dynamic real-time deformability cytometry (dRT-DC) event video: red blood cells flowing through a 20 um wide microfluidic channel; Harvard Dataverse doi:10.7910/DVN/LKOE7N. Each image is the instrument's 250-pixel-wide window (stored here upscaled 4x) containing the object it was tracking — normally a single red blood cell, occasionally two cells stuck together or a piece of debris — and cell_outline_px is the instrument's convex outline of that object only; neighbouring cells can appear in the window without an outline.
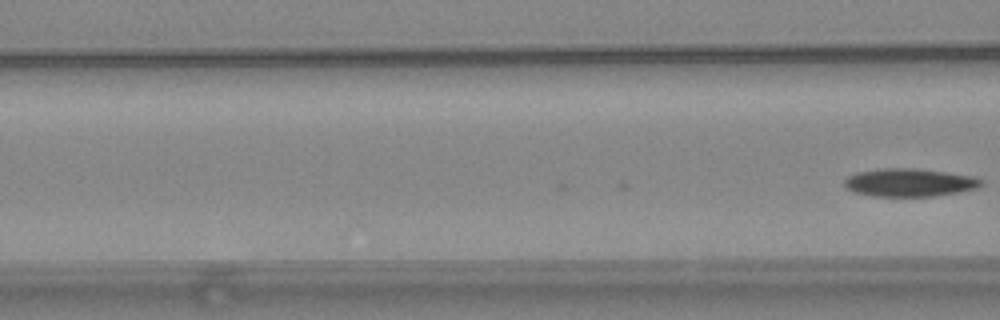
{"species": "common noctule bat (a hibernating species)", "species_latin": "Nyctalus noctula", "temperature_condition": "warm", "stored_images_in_passage": 14, "camera_frame_rate_fps": 3000, "um_per_image_px": 0.085, "animal": {"sex": "female", "body_mass_g": 24.6, "forearm_length_mm": 56.2}, "frame": {"image": 1, "passage_image": 14, "time_ms": 4.333, "image_size_px": [1000, 320], "cell_outline_px": [[984, 184], [976, 188], [960, 192], [936, 196], [872, 196], [852, 192], [844, 184], [844, 180], [848, 176], [856, 172], [884, 168], [916, 168], [972, 176], [984, 180]], "centroid_in_image_um": [77.31, 15.52], "position_along_channel_um": 89.3, "area_um2": 22.43}}